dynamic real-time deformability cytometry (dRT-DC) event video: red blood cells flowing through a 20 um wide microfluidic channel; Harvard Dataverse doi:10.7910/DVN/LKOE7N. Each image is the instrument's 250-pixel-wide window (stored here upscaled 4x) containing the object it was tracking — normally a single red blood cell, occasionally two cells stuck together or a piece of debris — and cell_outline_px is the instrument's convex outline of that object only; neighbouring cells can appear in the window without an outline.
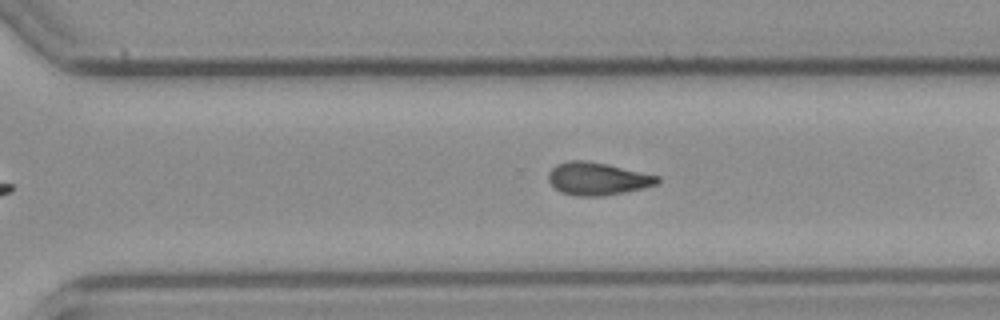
{"species": "common noctule bat (a hibernating species)", "species_latin": "Nyctalus noctula", "temperature_condition": "cold", "stored_images_in_passage": 35, "camera_frame_rate_fps": 3000, "um_per_image_px": 0.085, "animal": {"sex": "female", "body_mass_g": 21.9}, "frame": {"image": 1, "passage_image": 30, "time_ms": 9.667, "image_size_px": [1000, 320], "cell_outline_px": [[660, 180], [656, 184], [624, 192], [600, 196], [576, 196], [560, 192], [548, 180], [548, 172], [556, 164], [568, 160], [584, 160], [608, 164], [660, 176]], "centroid_in_image_um": [50.75, 15.18], "position_along_channel_um": 319.8, "area_um2": 20.69}}